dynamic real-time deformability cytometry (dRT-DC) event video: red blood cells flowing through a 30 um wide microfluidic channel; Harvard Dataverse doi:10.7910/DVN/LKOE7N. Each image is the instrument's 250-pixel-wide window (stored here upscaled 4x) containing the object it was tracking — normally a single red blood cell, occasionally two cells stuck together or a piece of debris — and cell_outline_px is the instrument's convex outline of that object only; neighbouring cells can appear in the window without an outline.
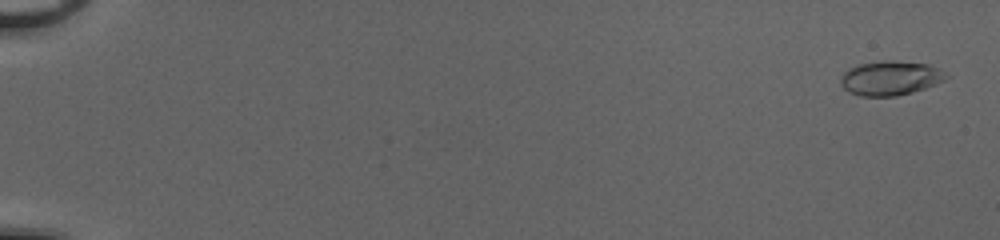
{"species": "common noctule bat (a hibernating species)", "species_latin": "Nyctalus noctula", "temperature_condition": "cold", "stored_images_in_passage": 53, "camera_frame_rate_fps": 3000, "um_per_image_px": 0.085, "animal": {"sex": "female", "body_mass_g": 20.0, "forearm_length_mm": 54.0}, "frame": {"image": 1, "passage_image": 2, "time_ms": 0.333, "image_size_px": [1000, 240], "cell_outline_px": [[952, 76], [944, 80], [924, 88], [912, 92], [896, 96], [860, 96], [848, 92], [840, 84], [840, 80], [844, 72], [848, 68], [856, 64], [884, 60], [896, 60], [928, 64], [940, 68]], "centroid_in_image_um": [75.69, 6.62], "position_along_channel_um": 9.3, "area_um2": 21.44}}
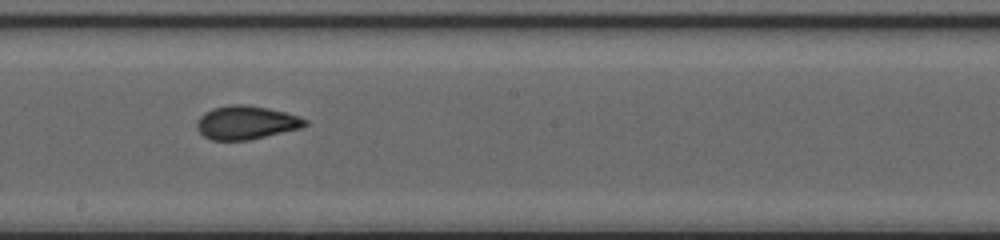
{"frame": {"image": 2, "passage_image": 32, "time_ms": 10.333, "image_size_px": [1000, 240], "cell_outline_px": [[308, 124], [300, 128], [248, 140], [212, 140], [204, 136], [196, 128], [196, 124], [200, 116], [204, 112], [212, 108], [232, 104], [244, 104], [268, 108], [300, 116], [308, 120]], "centroid_in_image_um": [20.91, 10.41], "position_along_channel_um": 227.3, "area_um2": 21.1}}
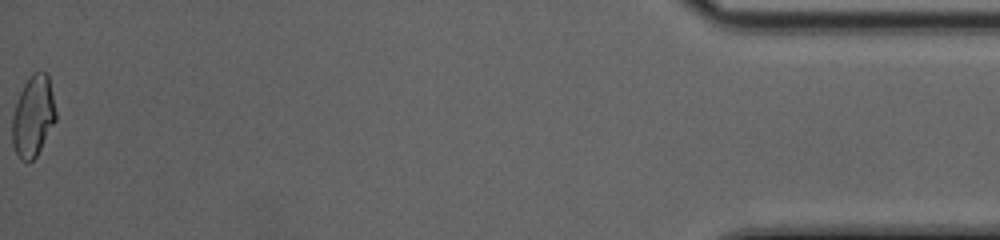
{"frame": {"image": 3, "passage_image": 53, "time_ms": 17.333, "image_size_px": [1000, 240], "cell_outline_px": [[56, 120], [36, 156], [28, 164], [20, 160], [12, 144], [12, 116], [20, 92], [24, 84], [32, 72], [44, 72], [48, 76], [56, 112]], "centroid_in_image_um": [2.8, 9.91], "position_along_channel_um": 432.4, "area_um2": 20.46}, "authors_computed_cell_mechanics": {"area_um2": 20.7502, "velocity_mm_per_s": 4.1462, "shape_relaxation_time_tau1_ms": null, "shape_relaxation_time_tau2_ms": 0.7683, "deformation_change_tau1": null, "deformation_change_tau2": 0.0566}}